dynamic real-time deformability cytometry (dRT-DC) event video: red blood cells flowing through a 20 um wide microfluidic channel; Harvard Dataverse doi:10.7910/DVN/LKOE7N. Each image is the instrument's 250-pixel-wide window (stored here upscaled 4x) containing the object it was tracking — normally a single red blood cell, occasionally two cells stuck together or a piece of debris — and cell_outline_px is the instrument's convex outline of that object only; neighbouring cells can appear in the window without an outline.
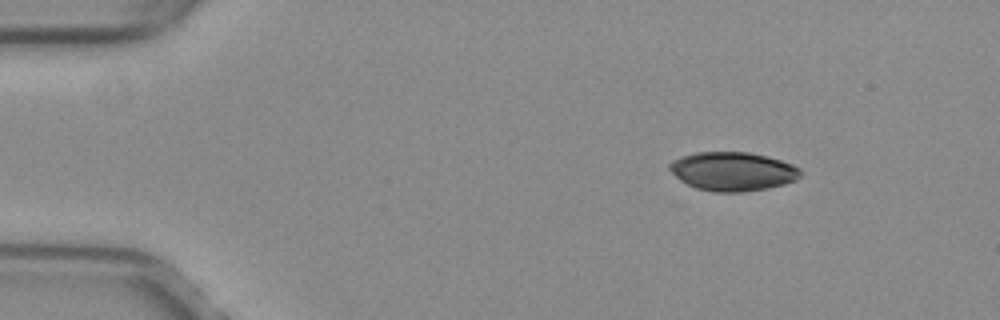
{"species": "common noctule bat (a hibernating species)", "species_latin": "Nyctalus noctula", "temperature_condition": "warm", "stored_images_in_passage": 43, "camera_frame_rate_fps": 3000, "um_per_image_px": 0.085, "animal": {"sex": "female", "body_mass_g": 29.2, "forearm_length_mm": 56.3}, "frame": {"image": 1, "passage_image": 1, "time_ms": 0.0, "image_size_px": [1000, 320], "cell_outline_px": [[800, 176], [796, 180], [784, 184], [768, 188], [740, 192], [716, 192], [696, 188], [680, 180], [668, 168], [668, 164], [672, 160], [696, 152], [748, 152], [768, 156], [792, 164], [800, 168]], "centroid_in_image_um": [62.29, 14.56], "position_along_channel_um": 22.7, "area_um2": 29.54}}
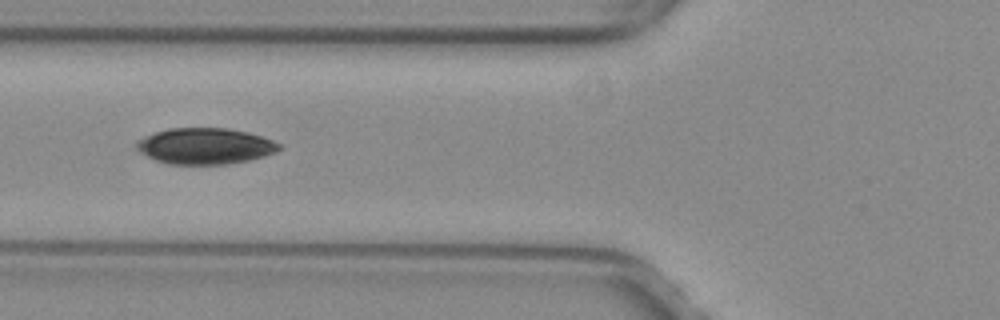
{"frame": {"image": 2, "passage_image": 14, "time_ms": 4.333, "image_size_px": [1000, 320], "cell_outline_px": [[284, 148], [276, 152], [264, 156], [248, 160], [228, 164], [168, 164], [156, 160], [140, 152], [136, 148], [136, 140], [156, 132], [168, 128], [228, 128], [248, 132], [272, 140], [280, 144]], "centroid_in_image_um": [17.45, 12.41], "position_along_channel_um": 108.4, "area_um2": 30.0}}
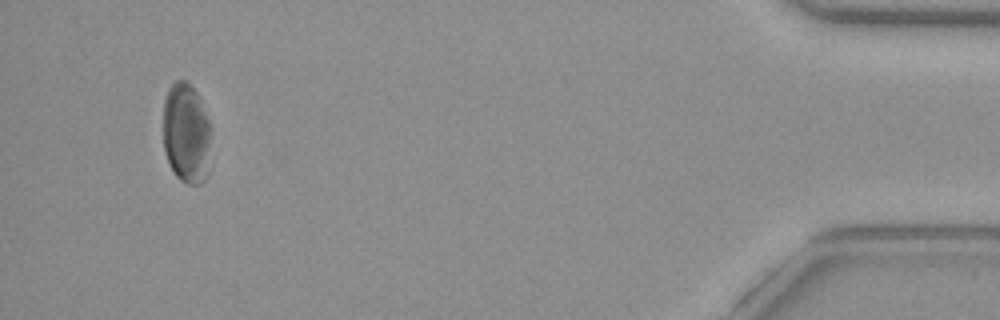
{"frame": {"image": 3, "passage_image": 43, "time_ms": 14.0, "image_size_px": [1000, 320], "cell_outline_px": [[208, 176], [200, 184], [188, 184], [180, 180], [176, 176], [168, 160], [164, 148], [164, 100], [168, 88], [176, 80], [184, 80], [196, 92], [208, 120]], "centroid_in_image_um": [15.81, 11.35], "position_along_channel_um": 419.4, "area_um2": 27.34}, "authors_computed_cell_mechanics": {"area_um2": 29.9982, "velocity_mm_per_s": 4.0094, "shape_relaxation_time_tau1_ms": 1.9564, "shape_relaxation_time_tau2_ms": null, "deformation_change_tau1": 0.0566, "deformation_change_tau2": null}}